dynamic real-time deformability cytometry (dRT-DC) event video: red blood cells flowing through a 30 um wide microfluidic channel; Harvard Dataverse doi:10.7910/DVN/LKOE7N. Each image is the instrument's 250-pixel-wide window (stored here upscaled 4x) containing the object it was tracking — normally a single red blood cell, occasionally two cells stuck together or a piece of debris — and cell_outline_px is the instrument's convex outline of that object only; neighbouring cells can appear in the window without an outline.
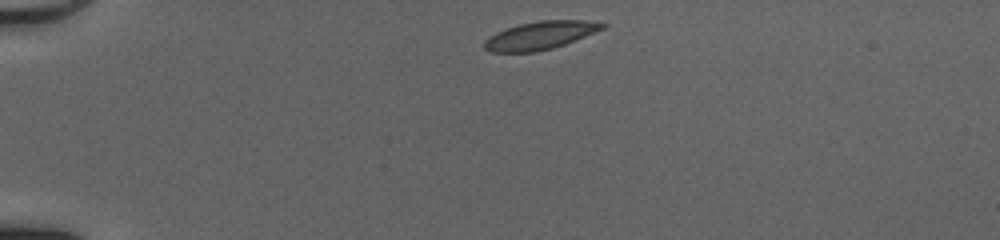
{"species": "common noctule bat (a hibernating species)", "species_latin": "Nyctalus noctula", "temperature_condition": "cold", "stored_images_in_passage": 40, "camera_frame_rate_fps": 3000, "um_per_image_px": 0.085, "animal": {"sex": "female", "body_mass_g": 20.0, "forearm_length_mm": 54.0}, "frame": {"image": 1, "passage_image": 1, "time_ms": 0.0, "image_size_px": [1000, 240], "cell_outline_px": [[608, 24], [604, 28], [576, 40], [552, 48], [536, 52], [492, 52], [484, 48], [484, 40], [488, 36], [504, 28], [520, 24], [540, 20], [584, 20]], "centroid_in_image_um": [45.89, 3.01], "position_along_channel_um": 39.1, "area_um2": 19.31}}
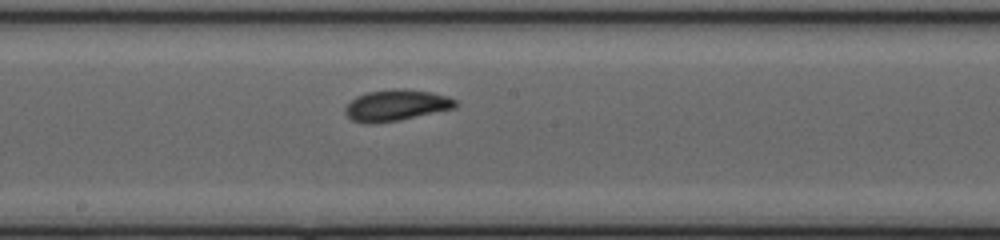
{"frame": {"image": 2, "passage_image": 18, "time_ms": 5.667, "image_size_px": [1000, 240], "cell_outline_px": [[460, 104], [456, 108], [400, 120], [372, 124], [364, 124], [352, 120], [344, 112], [344, 108], [356, 96], [368, 92], [396, 88], [432, 92], [448, 96], [456, 100]], "centroid_in_image_um": [33.7, 8.96], "position_along_channel_um": 214.5, "area_um2": 20.23}}
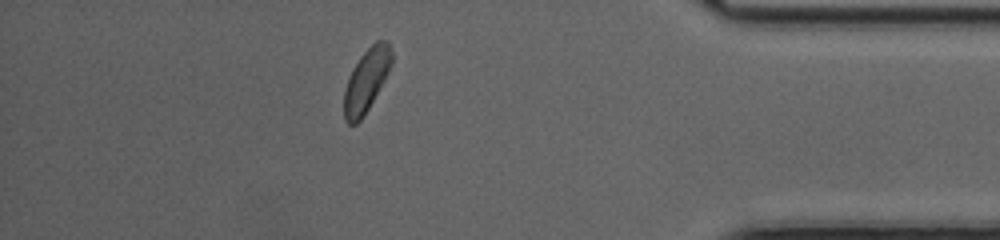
{"frame": {"image": 3, "passage_image": 34, "time_ms": 11.0, "image_size_px": [1000, 240], "cell_outline_px": [[392, 64], [388, 72], [364, 116], [356, 124], [348, 124], [344, 120], [344, 92], [348, 76], [352, 68], [360, 56], [376, 40], [388, 40], [392, 52]], "centroid_in_image_um": [31.13, 6.82], "position_along_channel_um": 404.1, "area_um2": 17.46}, "authors_computed_cell_mechanics": {"area_um2": 18.9873, "velocity_mm_per_s": 4.1054, "shape_relaxation_time_tau1_ms": 8.7162, "shape_relaxation_time_tau2_ms": 6.0479, "deformation_change_tau1": 0.1768, "deformation_change_tau2": 0.0815}}